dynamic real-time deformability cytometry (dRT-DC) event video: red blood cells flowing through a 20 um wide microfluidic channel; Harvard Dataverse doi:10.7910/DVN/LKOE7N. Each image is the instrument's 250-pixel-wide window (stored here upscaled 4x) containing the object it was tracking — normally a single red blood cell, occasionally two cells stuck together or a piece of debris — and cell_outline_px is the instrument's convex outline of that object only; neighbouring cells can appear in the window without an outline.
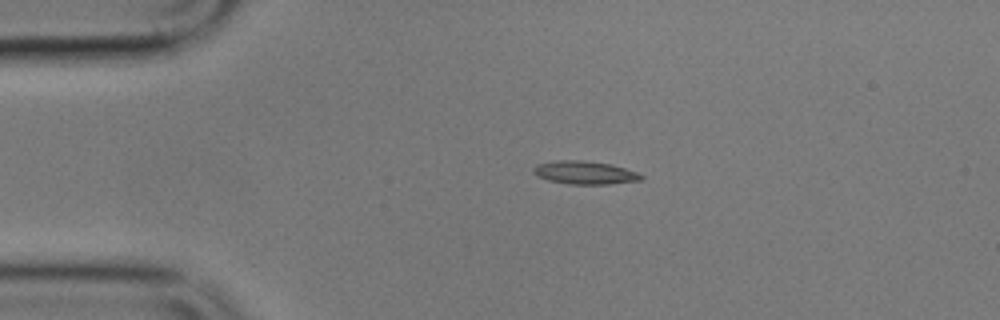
{"species": "common noctule bat (a hibernating species)", "species_latin": "Nyctalus noctula", "temperature_condition": "cold", "stored_images_in_passage": 8, "camera_frame_rate_fps": 3000, "um_per_image_px": 0.085, "animal": {"sex": "male", "body_mass_g": 17.9}, "frame": {"image": 1, "passage_image": 3, "time_ms": 2.333, "image_size_px": [1000, 320], "cell_outline_px": [[644, 176], [640, 180], [608, 184], [568, 184], [548, 180], [536, 176], [532, 172], [532, 168], [536, 164], [556, 160], [580, 160], [612, 164], [636, 172]], "centroid_in_image_um": [49.64, 14.67], "position_along_channel_um": 35.4, "area_um2": 14.57}}
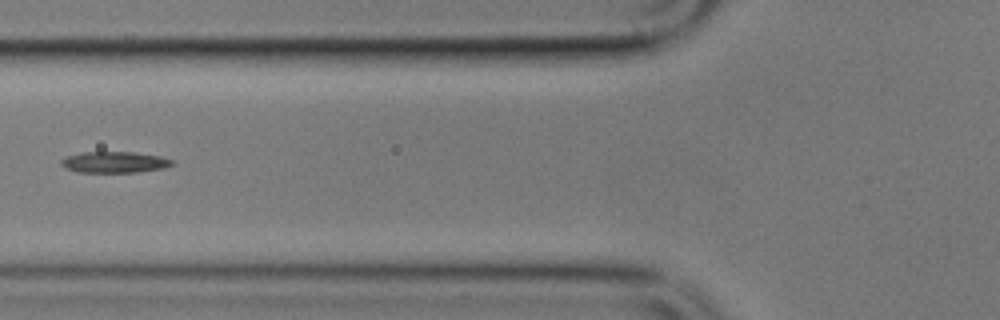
{"frame": {"image": 2, "passage_image": 6, "time_ms": 5.667, "image_size_px": [1000, 320], "cell_outline_px": [[176, 164], [164, 168], [136, 172], [76, 172], [64, 168], [60, 164], [60, 160], [68, 156], [80, 152], [136, 152], [160, 156], [172, 160]], "centroid_in_image_um": [9.72, 13.78], "position_along_channel_um": 116.1, "area_um2": 13.81}}
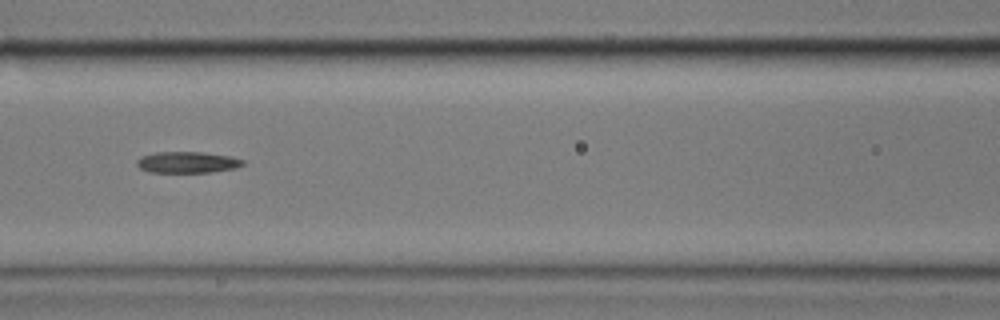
{"frame": {"image": 3, "passage_image": 7, "time_ms": 6.667, "image_size_px": [1000, 320], "cell_outline_px": [[244, 164], [236, 168], [212, 172], [148, 172], [140, 168], [136, 164], [136, 160], [140, 156], [156, 152], [200, 152], [232, 156], [244, 160]], "centroid_in_image_um": [15.92, 13.79], "position_along_channel_um": 150.7, "area_um2": 13.24}}